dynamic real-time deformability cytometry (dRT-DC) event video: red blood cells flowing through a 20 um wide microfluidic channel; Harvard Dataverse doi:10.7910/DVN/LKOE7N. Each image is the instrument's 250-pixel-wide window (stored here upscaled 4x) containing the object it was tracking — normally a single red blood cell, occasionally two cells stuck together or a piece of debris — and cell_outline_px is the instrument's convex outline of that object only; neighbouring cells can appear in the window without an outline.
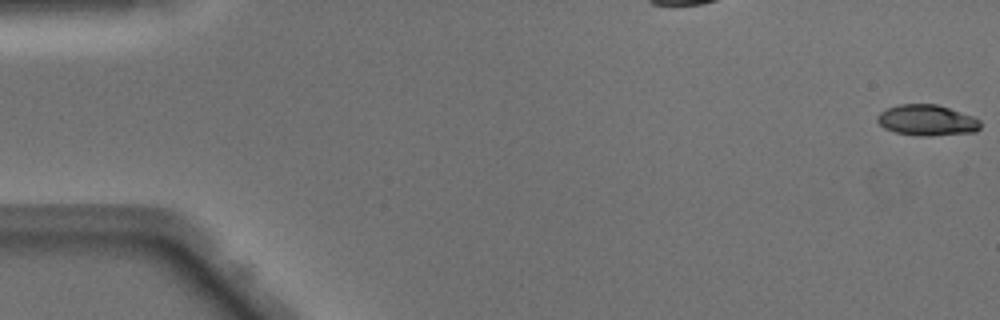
{"species": "Egyptian fruit bat (a non-hibernating species)", "species_latin": "Rousettus aegyptiacus", "temperature_condition": "warm", "stored_images_in_passage": 50, "camera_frame_rate_fps": 3000, "um_per_image_px": 0.085, "animal": {"sex": "male"}, "frame": {"image": 1, "passage_image": 1, "time_ms": 0.0, "image_size_px": [1000, 320], "cell_outline_px": [[980, 128], [976, 132], [932, 136], [920, 136], [896, 132], [884, 128], [876, 120], [876, 116], [880, 112], [888, 108], [900, 104], [936, 104], [972, 116], [980, 120]], "centroid_in_image_um": [78.79, 10.23], "position_along_channel_um": 6.2, "area_um2": 18.5}}
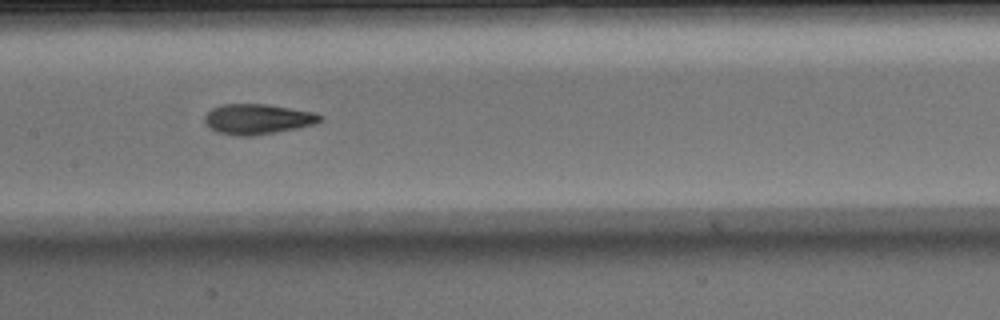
{"frame": {"image": 2, "passage_image": 25, "time_ms": 8.0, "image_size_px": [1000, 320], "cell_outline_px": [[324, 120], [312, 124], [296, 128], [252, 136], [236, 136], [216, 132], [204, 124], [204, 116], [212, 108], [220, 104], [264, 104], [312, 112], [324, 116]], "centroid_in_image_um": [21.84, 10.13], "position_along_channel_um": 185.6, "area_um2": 20.29}}
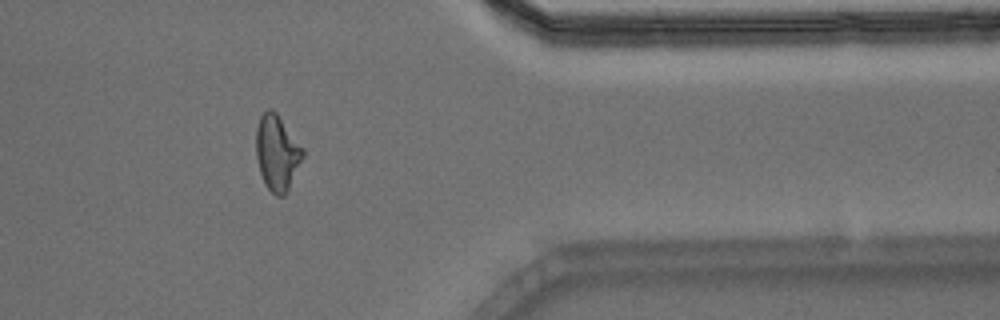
{"frame": {"image": 3, "passage_image": 41, "time_ms": 13.333, "image_size_px": [1000, 320], "cell_outline_px": [[304, 156], [284, 196], [276, 196], [264, 184], [260, 172], [256, 156], [256, 128], [260, 116], [268, 108], [272, 108], [276, 112], [304, 148]], "centroid_in_image_um": [23.54, 12.96], "position_along_channel_um": 387.9, "area_um2": 20.52}, "authors_computed_cell_mechanics": {"area_um2": 19.8543, "velocity_mm_per_s": 4.1034, "shape_relaxation_time_tau1_ms": 6.6304, "shape_relaxation_time_tau2_ms": 1.7074, "deformation_change_tau1": 0.2542, "deformation_change_tau2": 0.0997}}